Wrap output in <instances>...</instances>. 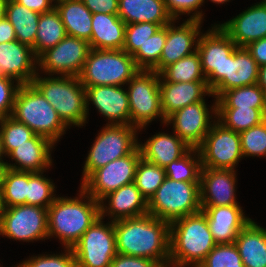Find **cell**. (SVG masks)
Wrapping results in <instances>:
<instances>
[{
	"instance_id": "cell-1",
	"label": "cell",
	"mask_w": 266,
	"mask_h": 267,
	"mask_svg": "<svg viewBox=\"0 0 266 267\" xmlns=\"http://www.w3.org/2000/svg\"><path fill=\"white\" fill-rule=\"evenodd\" d=\"M116 251L169 263L170 223L149 213L114 222Z\"/></svg>"
},
{
	"instance_id": "cell-2",
	"label": "cell",
	"mask_w": 266,
	"mask_h": 267,
	"mask_svg": "<svg viewBox=\"0 0 266 267\" xmlns=\"http://www.w3.org/2000/svg\"><path fill=\"white\" fill-rule=\"evenodd\" d=\"M216 242L210 232L206 215L198 213L170 223L169 263L171 267H198Z\"/></svg>"
},
{
	"instance_id": "cell-3",
	"label": "cell",
	"mask_w": 266,
	"mask_h": 267,
	"mask_svg": "<svg viewBox=\"0 0 266 267\" xmlns=\"http://www.w3.org/2000/svg\"><path fill=\"white\" fill-rule=\"evenodd\" d=\"M80 189V199L87 197V202L76 197H56L47 209L48 237H59L65 248H71L100 217V202Z\"/></svg>"
},
{
	"instance_id": "cell-4",
	"label": "cell",
	"mask_w": 266,
	"mask_h": 267,
	"mask_svg": "<svg viewBox=\"0 0 266 267\" xmlns=\"http://www.w3.org/2000/svg\"><path fill=\"white\" fill-rule=\"evenodd\" d=\"M11 117L54 144L67 128L57 111L32 83L19 86Z\"/></svg>"
},
{
	"instance_id": "cell-5",
	"label": "cell",
	"mask_w": 266,
	"mask_h": 267,
	"mask_svg": "<svg viewBox=\"0 0 266 267\" xmlns=\"http://www.w3.org/2000/svg\"><path fill=\"white\" fill-rule=\"evenodd\" d=\"M57 111L62 122L83 126L87 119L86 91L79 76L40 77L31 82Z\"/></svg>"
},
{
	"instance_id": "cell-6",
	"label": "cell",
	"mask_w": 266,
	"mask_h": 267,
	"mask_svg": "<svg viewBox=\"0 0 266 267\" xmlns=\"http://www.w3.org/2000/svg\"><path fill=\"white\" fill-rule=\"evenodd\" d=\"M139 71L132 55L125 50L90 49L79 79L85 88L100 85L121 86Z\"/></svg>"
},
{
	"instance_id": "cell-7",
	"label": "cell",
	"mask_w": 266,
	"mask_h": 267,
	"mask_svg": "<svg viewBox=\"0 0 266 267\" xmlns=\"http://www.w3.org/2000/svg\"><path fill=\"white\" fill-rule=\"evenodd\" d=\"M200 182L175 181L165 178L148 201V213L172 221L201 211Z\"/></svg>"
},
{
	"instance_id": "cell-8",
	"label": "cell",
	"mask_w": 266,
	"mask_h": 267,
	"mask_svg": "<svg viewBox=\"0 0 266 267\" xmlns=\"http://www.w3.org/2000/svg\"><path fill=\"white\" fill-rule=\"evenodd\" d=\"M137 127L133 125H109L101 130L86 158L83 168L84 182L96 169L118 158L129 155L137 146Z\"/></svg>"
},
{
	"instance_id": "cell-9",
	"label": "cell",
	"mask_w": 266,
	"mask_h": 267,
	"mask_svg": "<svg viewBox=\"0 0 266 267\" xmlns=\"http://www.w3.org/2000/svg\"><path fill=\"white\" fill-rule=\"evenodd\" d=\"M128 83L131 125L142 129L157 116L165 123L161 109L160 74L153 70H140Z\"/></svg>"
},
{
	"instance_id": "cell-10",
	"label": "cell",
	"mask_w": 266,
	"mask_h": 267,
	"mask_svg": "<svg viewBox=\"0 0 266 267\" xmlns=\"http://www.w3.org/2000/svg\"><path fill=\"white\" fill-rule=\"evenodd\" d=\"M102 219L97 218L71 247L76 267H110L116 256L114 222L105 225Z\"/></svg>"
},
{
	"instance_id": "cell-11",
	"label": "cell",
	"mask_w": 266,
	"mask_h": 267,
	"mask_svg": "<svg viewBox=\"0 0 266 267\" xmlns=\"http://www.w3.org/2000/svg\"><path fill=\"white\" fill-rule=\"evenodd\" d=\"M141 158V152L137 146L129 155L96 169L82 182L81 188L96 201L104 203L103 199L109 193L135 181L137 165Z\"/></svg>"
},
{
	"instance_id": "cell-12",
	"label": "cell",
	"mask_w": 266,
	"mask_h": 267,
	"mask_svg": "<svg viewBox=\"0 0 266 267\" xmlns=\"http://www.w3.org/2000/svg\"><path fill=\"white\" fill-rule=\"evenodd\" d=\"M0 235L19 241L48 238L47 208L28 204L0 208Z\"/></svg>"
},
{
	"instance_id": "cell-13",
	"label": "cell",
	"mask_w": 266,
	"mask_h": 267,
	"mask_svg": "<svg viewBox=\"0 0 266 267\" xmlns=\"http://www.w3.org/2000/svg\"><path fill=\"white\" fill-rule=\"evenodd\" d=\"M202 167L235 170L243 157L238 132L225 128L217 121L212 124L203 143L198 147Z\"/></svg>"
},
{
	"instance_id": "cell-14",
	"label": "cell",
	"mask_w": 266,
	"mask_h": 267,
	"mask_svg": "<svg viewBox=\"0 0 266 267\" xmlns=\"http://www.w3.org/2000/svg\"><path fill=\"white\" fill-rule=\"evenodd\" d=\"M236 47L235 42L219 25L213 26L210 31L198 38L196 50L211 91L225 78L226 60Z\"/></svg>"
},
{
	"instance_id": "cell-15",
	"label": "cell",
	"mask_w": 266,
	"mask_h": 267,
	"mask_svg": "<svg viewBox=\"0 0 266 267\" xmlns=\"http://www.w3.org/2000/svg\"><path fill=\"white\" fill-rule=\"evenodd\" d=\"M89 51L87 40L67 35L56 46L45 51L37 64L46 73L79 76Z\"/></svg>"
},
{
	"instance_id": "cell-16",
	"label": "cell",
	"mask_w": 266,
	"mask_h": 267,
	"mask_svg": "<svg viewBox=\"0 0 266 267\" xmlns=\"http://www.w3.org/2000/svg\"><path fill=\"white\" fill-rule=\"evenodd\" d=\"M195 12L196 13L192 15L190 19L188 18L187 21L179 27L172 25V22H175V20L166 25V43L160 56V61L152 69L153 71L160 74L167 66L196 52L198 43L197 37L200 36L199 29L203 14L199 11ZM192 47H194L193 51L191 50Z\"/></svg>"
},
{
	"instance_id": "cell-17",
	"label": "cell",
	"mask_w": 266,
	"mask_h": 267,
	"mask_svg": "<svg viewBox=\"0 0 266 267\" xmlns=\"http://www.w3.org/2000/svg\"><path fill=\"white\" fill-rule=\"evenodd\" d=\"M208 108L204 101L192 103L181 108L166 118L173 124L174 133L191 148H198L212 127Z\"/></svg>"
},
{
	"instance_id": "cell-18",
	"label": "cell",
	"mask_w": 266,
	"mask_h": 267,
	"mask_svg": "<svg viewBox=\"0 0 266 267\" xmlns=\"http://www.w3.org/2000/svg\"><path fill=\"white\" fill-rule=\"evenodd\" d=\"M235 172L229 169L202 167L200 175L201 207L238 205L235 198Z\"/></svg>"
},
{
	"instance_id": "cell-19",
	"label": "cell",
	"mask_w": 266,
	"mask_h": 267,
	"mask_svg": "<svg viewBox=\"0 0 266 267\" xmlns=\"http://www.w3.org/2000/svg\"><path fill=\"white\" fill-rule=\"evenodd\" d=\"M85 91L87 112L89 101H92L98 111L110 120L109 125H131L128 93L121 86H92Z\"/></svg>"
},
{
	"instance_id": "cell-20",
	"label": "cell",
	"mask_w": 266,
	"mask_h": 267,
	"mask_svg": "<svg viewBox=\"0 0 266 267\" xmlns=\"http://www.w3.org/2000/svg\"><path fill=\"white\" fill-rule=\"evenodd\" d=\"M37 61L28 45L17 40L0 44V71L20 85L31 83L37 75V67L34 66Z\"/></svg>"
},
{
	"instance_id": "cell-21",
	"label": "cell",
	"mask_w": 266,
	"mask_h": 267,
	"mask_svg": "<svg viewBox=\"0 0 266 267\" xmlns=\"http://www.w3.org/2000/svg\"><path fill=\"white\" fill-rule=\"evenodd\" d=\"M219 26L237 47L266 38V3H257Z\"/></svg>"
},
{
	"instance_id": "cell-22",
	"label": "cell",
	"mask_w": 266,
	"mask_h": 267,
	"mask_svg": "<svg viewBox=\"0 0 266 267\" xmlns=\"http://www.w3.org/2000/svg\"><path fill=\"white\" fill-rule=\"evenodd\" d=\"M216 244L234 243L239 232L251 221L239 205L202 207Z\"/></svg>"
},
{
	"instance_id": "cell-23",
	"label": "cell",
	"mask_w": 266,
	"mask_h": 267,
	"mask_svg": "<svg viewBox=\"0 0 266 267\" xmlns=\"http://www.w3.org/2000/svg\"><path fill=\"white\" fill-rule=\"evenodd\" d=\"M259 65L245 47H236L226 60L225 78L211 91L216 99L226 90L257 84Z\"/></svg>"
},
{
	"instance_id": "cell-24",
	"label": "cell",
	"mask_w": 266,
	"mask_h": 267,
	"mask_svg": "<svg viewBox=\"0 0 266 267\" xmlns=\"http://www.w3.org/2000/svg\"><path fill=\"white\" fill-rule=\"evenodd\" d=\"M107 198L109 207L107 209V206L100 203V216L103 217L108 213L111 216L110 218L114 217L113 222L148 213V202L134 182L109 193L103 200Z\"/></svg>"
},
{
	"instance_id": "cell-25",
	"label": "cell",
	"mask_w": 266,
	"mask_h": 267,
	"mask_svg": "<svg viewBox=\"0 0 266 267\" xmlns=\"http://www.w3.org/2000/svg\"><path fill=\"white\" fill-rule=\"evenodd\" d=\"M53 145L49 139L35 135L8 154L12 160L19 163L18 166L5 162L4 167L18 171L44 172L43 170L49 168L52 163L50 150Z\"/></svg>"
},
{
	"instance_id": "cell-26",
	"label": "cell",
	"mask_w": 266,
	"mask_h": 267,
	"mask_svg": "<svg viewBox=\"0 0 266 267\" xmlns=\"http://www.w3.org/2000/svg\"><path fill=\"white\" fill-rule=\"evenodd\" d=\"M161 109L167 118L173 112L192 103L204 101L203 96L212 95L207 82H162L160 80Z\"/></svg>"
},
{
	"instance_id": "cell-27",
	"label": "cell",
	"mask_w": 266,
	"mask_h": 267,
	"mask_svg": "<svg viewBox=\"0 0 266 267\" xmlns=\"http://www.w3.org/2000/svg\"><path fill=\"white\" fill-rule=\"evenodd\" d=\"M125 29L126 24L118 14H93L90 49L123 50Z\"/></svg>"
},
{
	"instance_id": "cell-28",
	"label": "cell",
	"mask_w": 266,
	"mask_h": 267,
	"mask_svg": "<svg viewBox=\"0 0 266 267\" xmlns=\"http://www.w3.org/2000/svg\"><path fill=\"white\" fill-rule=\"evenodd\" d=\"M174 134L159 133L149 138L145 144H138L141 157L162 168L179 159L191 147Z\"/></svg>"
},
{
	"instance_id": "cell-29",
	"label": "cell",
	"mask_w": 266,
	"mask_h": 267,
	"mask_svg": "<svg viewBox=\"0 0 266 267\" xmlns=\"http://www.w3.org/2000/svg\"><path fill=\"white\" fill-rule=\"evenodd\" d=\"M118 16L126 25L150 22L164 27L173 21L163 0H118Z\"/></svg>"
},
{
	"instance_id": "cell-30",
	"label": "cell",
	"mask_w": 266,
	"mask_h": 267,
	"mask_svg": "<svg viewBox=\"0 0 266 267\" xmlns=\"http://www.w3.org/2000/svg\"><path fill=\"white\" fill-rule=\"evenodd\" d=\"M234 243L244 267H266V229L251 220Z\"/></svg>"
},
{
	"instance_id": "cell-31",
	"label": "cell",
	"mask_w": 266,
	"mask_h": 267,
	"mask_svg": "<svg viewBox=\"0 0 266 267\" xmlns=\"http://www.w3.org/2000/svg\"><path fill=\"white\" fill-rule=\"evenodd\" d=\"M68 36L90 40L92 13L82 0H59L55 4Z\"/></svg>"
},
{
	"instance_id": "cell-32",
	"label": "cell",
	"mask_w": 266,
	"mask_h": 267,
	"mask_svg": "<svg viewBox=\"0 0 266 267\" xmlns=\"http://www.w3.org/2000/svg\"><path fill=\"white\" fill-rule=\"evenodd\" d=\"M5 17L12 24L17 41L32 48L36 40L40 14L15 0H8Z\"/></svg>"
},
{
	"instance_id": "cell-33",
	"label": "cell",
	"mask_w": 266,
	"mask_h": 267,
	"mask_svg": "<svg viewBox=\"0 0 266 267\" xmlns=\"http://www.w3.org/2000/svg\"><path fill=\"white\" fill-rule=\"evenodd\" d=\"M67 36L59 12L54 7L50 12L39 17L35 44L32 47L38 59L45 51L56 46Z\"/></svg>"
},
{
	"instance_id": "cell-34",
	"label": "cell",
	"mask_w": 266,
	"mask_h": 267,
	"mask_svg": "<svg viewBox=\"0 0 266 267\" xmlns=\"http://www.w3.org/2000/svg\"><path fill=\"white\" fill-rule=\"evenodd\" d=\"M212 107V112L218 117L217 121L238 133L266 120V108H216V101Z\"/></svg>"
},
{
	"instance_id": "cell-35",
	"label": "cell",
	"mask_w": 266,
	"mask_h": 267,
	"mask_svg": "<svg viewBox=\"0 0 266 267\" xmlns=\"http://www.w3.org/2000/svg\"><path fill=\"white\" fill-rule=\"evenodd\" d=\"M28 172L3 168L0 181V208L26 204Z\"/></svg>"
},
{
	"instance_id": "cell-36",
	"label": "cell",
	"mask_w": 266,
	"mask_h": 267,
	"mask_svg": "<svg viewBox=\"0 0 266 267\" xmlns=\"http://www.w3.org/2000/svg\"><path fill=\"white\" fill-rule=\"evenodd\" d=\"M266 108V92L258 85L224 91L216 99V108Z\"/></svg>"
},
{
	"instance_id": "cell-37",
	"label": "cell",
	"mask_w": 266,
	"mask_h": 267,
	"mask_svg": "<svg viewBox=\"0 0 266 267\" xmlns=\"http://www.w3.org/2000/svg\"><path fill=\"white\" fill-rule=\"evenodd\" d=\"M160 80L163 82H206L202 71L200 56L196 52L183 57L177 62L167 66L160 73Z\"/></svg>"
},
{
	"instance_id": "cell-38",
	"label": "cell",
	"mask_w": 266,
	"mask_h": 267,
	"mask_svg": "<svg viewBox=\"0 0 266 267\" xmlns=\"http://www.w3.org/2000/svg\"><path fill=\"white\" fill-rule=\"evenodd\" d=\"M198 156V159H193L192 156ZM192 154V155H191ZM166 177L175 181L200 182L202 170L201 156L198 148H190L179 159L172 161L164 167Z\"/></svg>"
},
{
	"instance_id": "cell-39",
	"label": "cell",
	"mask_w": 266,
	"mask_h": 267,
	"mask_svg": "<svg viewBox=\"0 0 266 267\" xmlns=\"http://www.w3.org/2000/svg\"><path fill=\"white\" fill-rule=\"evenodd\" d=\"M165 178L164 168L152 164L143 158L139 160L134 183L147 202L161 186Z\"/></svg>"
},
{
	"instance_id": "cell-40",
	"label": "cell",
	"mask_w": 266,
	"mask_h": 267,
	"mask_svg": "<svg viewBox=\"0 0 266 267\" xmlns=\"http://www.w3.org/2000/svg\"><path fill=\"white\" fill-rule=\"evenodd\" d=\"M165 43L166 25L149 37L148 40L132 55L136 66L140 70H152L160 61V56Z\"/></svg>"
},
{
	"instance_id": "cell-41",
	"label": "cell",
	"mask_w": 266,
	"mask_h": 267,
	"mask_svg": "<svg viewBox=\"0 0 266 267\" xmlns=\"http://www.w3.org/2000/svg\"><path fill=\"white\" fill-rule=\"evenodd\" d=\"M42 172H28L26 204L47 208L54 202L55 185Z\"/></svg>"
},
{
	"instance_id": "cell-42",
	"label": "cell",
	"mask_w": 266,
	"mask_h": 267,
	"mask_svg": "<svg viewBox=\"0 0 266 267\" xmlns=\"http://www.w3.org/2000/svg\"><path fill=\"white\" fill-rule=\"evenodd\" d=\"M0 132L2 150L5 155L36 135L25 124L16 121L11 116L0 119Z\"/></svg>"
},
{
	"instance_id": "cell-43",
	"label": "cell",
	"mask_w": 266,
	"mask_h": 267,
	"mask_svg": "<svg viewBox=\"0 0 266 267\" xmlns=\"http://www.w3.org/2000/svg\"><path fill=\"white\" fill-rule=\"evenodd\" d=\"M198 267H244L235 243L216 244Z\"/></svg>"
},
{
	"instance_id": "cell-44",
	"label": "cell",
	"mask_w": 266,
	"mask_h": 267,
	"mask_svg": "<svg viewBox=\"0 0 266 267\" xmlns=\"http://www.w3.org/2000/svg\"><path fill=\"white\" fill-rule=\"evenodd\" d=\"M239 134L243 157L266 156V120Z\"/></svg>"
},
{
	"instance_id": "cell-45",
	"label": "cell",
	"mask_w": 266,
	"mask_h": 267,
	"mask_svg": "<svg viewBox=\"0 0 266 267\" xmlns=\"http://www.w3.org/2000/svg\"><path fill=\"white\" fill-rule=\"evenodd\" d=\"M161 26L150 22L127 24L123 50L133 55Z\"/></svg>"
},
{
	"instance_id": "cell-46",
	"label": "cell",
	"mask_w": 266,
	"mask_h": 267,
	"mask_svg": "<svg viewBox=\"0 0 266 267\" xmlns=\"http://www.w3.org/2000/svg\"><path fill=\"white\" fill-rule=\"evenodd\" d=\"M62 255H41L23 261L17 267H76L75 256L71 248Z\"/></svg>"
},
{
	"instance_id": "cell-47",
	"label": "cell",
	"mask_w": 266,
	"mask_h": 267,
	"mask_svg": "<svg viewBox=\"0 0 266 267\" xmlns=\"http://www.w3.org/2000/svg\"><path fill=\"white\" fill-rule=\"evenodd\" d=\"M12 80L13 78L7 76L0 77V119L11 116L13 112L14 99L20 84L15 86Z\"/></svg>"
},
{
	"instance_id": "cell-48",
	"label": "cell",
	"mask_w": 266,
	"mask_h": 267,
	"mask_svg": "<svg viewBox=\"0 0 266 267\" xmlns=\"http://www.w3.org/2000/svg\"><path fill=\"white\" fill-rule=\"evenodd\" d=\"M166 9L173 20L178 18L181 14H190L191 11L198 9L204 0H163Z\"/></svg>"
},
{
	"instance_id": "cell-49",
	"label": "cell",
	"mask_w": 266,
	"mask_h": 267,
	"mask_svg": "<svg viewBox=\"0 0 266 267\" xmlns=\"http://www.w3.org/2000/svg\"><path fill=\"white\" fill-rule=\"evenodd\" d=\"M110 267H160V264L149 258L122 255L117 253Z\"/></svg>"
},
{
	"instance_id": "cell-50",
	"label": "cell",
	"mask_w": 266,
	"mask_h": 267,
	"mask_svg": "<svg viewBox=\"0 0 266 267\" xmlns=\"http://www.w3.org/2000/svg\"><path fill=\"white\" fill-rule=\"evenodd\" d=\"M92 14H118V0H82Z\"/></svg>"
},
{
	"instance_id": "cell-51",
	"label": "cell",
	"mask_w": 266,
	"mask_h": 267,
	"mask_svg": "<svg viewBox=\"0 0 266 267\" xmlns=\"http://www.w3.org/2000/svg\"><path fill=\"white\" fill-rule=\"evenodd\" d=\"M259 67L266 65V38L253 41L245 47Z\"/></svg>"
},
{
	"instance_id": "cell-52",
	"label": "cell",
	"mask_w": 266,
	"mask_h": 267,
	"mask_svg": "<svg viewBox=\"0 0 266 267\" xmlns=\"http://www.w3.org/2000/svg\"><path fill=\"white\" fill-rule=\"evenodd\" d=\"M15 1L39 14L50 12L55 7V5H52V2L50 0H15Z\"/></svg>"
},
{
	"instance_id": "cell-53",
	"label": "cell",
	"mask_w": 266,
	"mask_h": 267,
	"mask_svg": "<svg viewBox=\"0 0 266 267\" xmlns=\"http://www.w3.org/2000/svg\"><path fill=\"white\" fill-rule=\"evenodd\" d=\"M17 40L15 30L10 21L5 17L0 20V44Z\"/></svg>"
},
{
	"instance_id": "cell-54",
	"label": "cell",
	"mask_w": 266,
	"mask_h": 267,
	"mask_svg": "<svg viewBox=\"0 0 266 267\" xmlns=\"http://www.w3.org/2000/svg\"><path fill=\"white\" fill-rule=\"evenodd\" d=\"M257 84L266 92V65L259 67Z\"/></svg>"
},
{
	"instance_id": "cell-55",
	"label": "cell",
	"mask_w": 266,
	"mask_h": 267,
	"mask_svg": "<svg viewBox=\"0 0 266 267\" xmlns=\"http://www.w3.org/2000/svg\"><path fill=\"white\" fill-rule=\"evenodd\" d=\"M7 1L8 0H0V20L5 18Z\"/></svg>"
},
{
	"instance_id": "cell-56",
	"label": "cell",
	"mask_w": 266,
	"mask_h": 267,
	"mask_svg": "<svg viewBox=\"0 0 266 267\" xmlns=\"http://www.w3.org/2000/svg\"><path fill=\"white\" fill-rule=\"evenodd\" d=\"M3 150H2V142H1V132H0V163L4 166V161L2 160L3 157Z\"/></svg>"
},
{
	"instance_id": "cell-57",
	"label": "cell",
	"mask_w": 266,
	"mask_h": 267,
	"mask_svg": "<svg viewBox=\"0 0 266 267\" xmlns=\"http://www.w3.org/2000/svg\"><path fill=\"white\" fill-rule=\"evenodd\" d=\"M213 3H218V4H220V3H224V2H228L229 0H211Z\"/></svg>"
},
{
	"instance_id": "cell-58",
	"label": "cell",
	"mask_w": 266,
	"mask_h": 267,
	"mask_svg": "<svg viewBox=\"0 0 266 267\" xmlns=\"http://www.w3.org/2000/svg\"><path fill=\"white\" fill-rule=\"evenodd\" d=\"M3 168H4V166L0 163V181H1V175H2Z\"/></svg>"
},
{
	"instance_id": "cell-59",
	"label": "cell",
	"mask_w": 266,
	"mask_h": 267,
	"mask_svg": "<svg viewBox=\"0 0 266 267\" xmlns=\"http://www.w3.org/2000/svg\"><path fill=\"white\" fill-rule=\"evenodd\" d=\"M171 263H166V264H163V265H160V267H170Z\"/></svg>"
},
{
	"instance_id": "cell-60",
	"label": "cell",
	"mask_w": 266,
	"mask_h": 267,
	"mask_svg": "<svg viewBox=\"0 0 266 267\" xmlns=\"http://www.w3.org/2000/svg\"><path fill=\"white\" fill-rule=\"evenodd\" d=\"M0 77H5V76L1 73V71H0Z\"/></svg>"
}]
</instances>
